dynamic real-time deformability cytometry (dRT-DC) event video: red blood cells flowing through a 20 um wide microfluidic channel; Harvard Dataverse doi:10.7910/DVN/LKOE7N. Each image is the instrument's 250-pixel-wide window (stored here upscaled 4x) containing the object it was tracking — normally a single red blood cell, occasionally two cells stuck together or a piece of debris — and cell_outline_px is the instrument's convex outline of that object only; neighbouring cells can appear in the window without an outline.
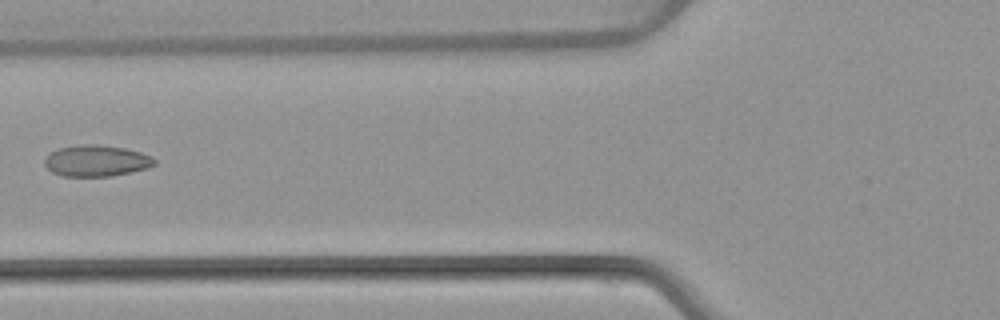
{"species": "common noctule bat (a hibernating species)", "species_latin": "Nyctalus noctula", "temperature_condition": "warm", "stored_images_in_passage": 5, "camera_frame_rate_fps": 3000, "um_per_image_px": 0.085, "animal": {"sex": "female", "body_mass_g": 22.7, "forearm_length_mm": 54.2}, "frame": {"image": 1, "passage_image": 5, "time_ms": 5.0, "image_size_px": [1000, 320], "cell_outline_px": [[156, 164], [148, 168], [132, 172], [112, 176], [64, 176], [52, 172], [44, 164], [44, 160], [52, 152], [60, 148], [84, 144], [92, 144], [124, 148], [140, 152], [152, 156], [156, 160]], "centroid_in_image_um": [8.23, 13.68], "position_along_channel_um": 117.6, "area_um2": 19.88}}